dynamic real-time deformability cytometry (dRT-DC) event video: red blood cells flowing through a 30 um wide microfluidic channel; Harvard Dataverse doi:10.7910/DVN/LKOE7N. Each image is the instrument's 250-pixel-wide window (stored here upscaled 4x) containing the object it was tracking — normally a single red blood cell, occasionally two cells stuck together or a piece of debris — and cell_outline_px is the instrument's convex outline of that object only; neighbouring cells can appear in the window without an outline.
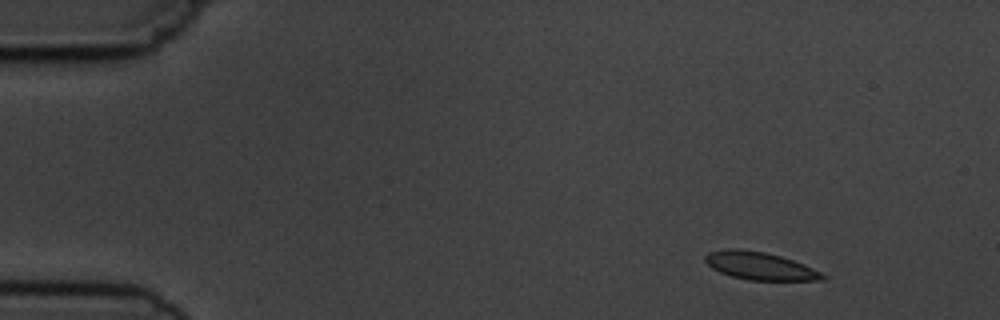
{"species": "common noctule bat (a hibernating species)", "species_latin": "Nyctalus noctula", "temperature_condition": "cold", "stored_images_in_passage": 5, "camera_frame_rate_fps": 3000, "um_per_image_px": 0.085, "animal": {"sex": "male", "body_mass_g": 19.5, "forearm_length_mm": 54.6}, "frame": {"image": 1, "passage_image": 1, "time_ms": 0.0, "image_size_px": [1000, 320], "cell_outline_px": [[828, 276], [824, 280], [748, 280], [732, 276], [720, 272], [712, 268], [704, 260], [704, 256], [708, 252], [728, 248], [740, 248], [764, 252], [780, 256], [804, 264]], "centroid_in_image_um": [64.57, 22.59], "position_along_channel_um": 20.4, "area_um2": 18.96}}
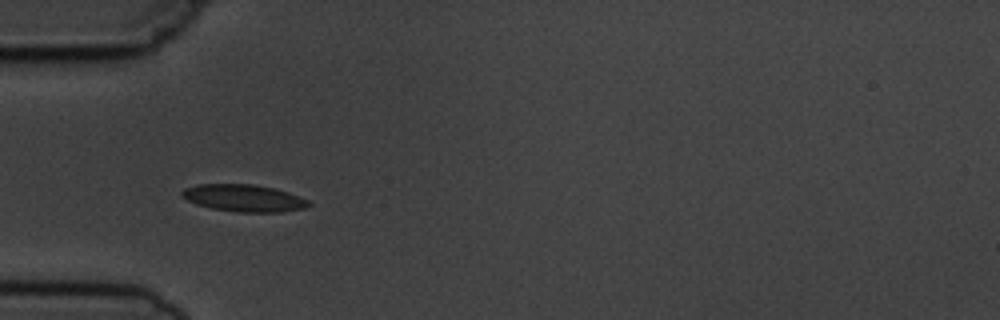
{"frame": {"image": 2, "passage_image": 4, "time_ms": 3.667, "image_size_px": [1000, 320], "cell_outline_px": [[312, 204], [304, 208], [280, 212], [236, 212], [212, 208], [196, 204], [180, 196], [180, 192], [184, 188], [196, 184], [252, 184], [276, 188], [288, 192], [308, 200]], "centroid_in_image_um": [20.7, 16.83], "position_along_channel_um": 64.3, "area_um2": 20.11}}
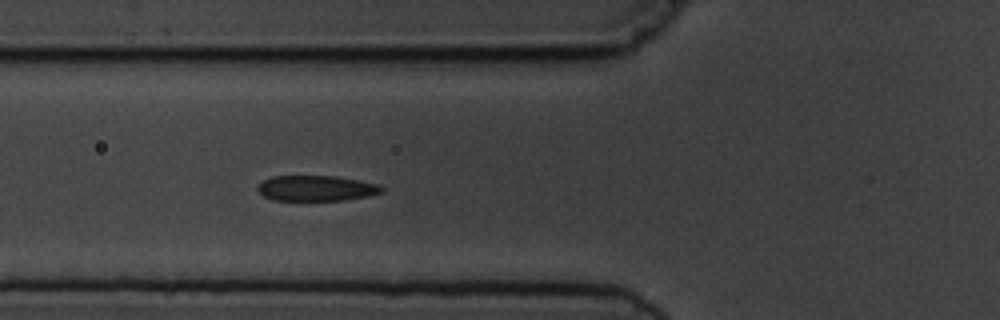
{"frame": {"image": 3, "passage_image": 5, "time_ms": 4.667, "image_size_px": [1000, 320], "cell_outline_px": [[384, 188], [380, 192], [368, 196], [344, 200], [272, 200], [264, 196], [256, 188], [264, 180], [272, 176], [336, 176], [360, 180], [380, 184]], "centroid_in_image_um": [26.9, 15.99], "position_along_channel_um": 98.9, "area_um2": 18.38}}